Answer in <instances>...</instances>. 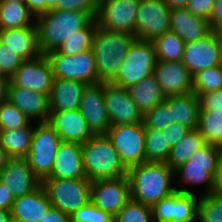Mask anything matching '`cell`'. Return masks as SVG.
<instances>
[{
  "mask_svg": "<svg viewBox=\"0 0 222 222\" xmlns=\"http://www.w3.org/2000/svg\"><path fill=\"white\" fill-rule=\"evenodd\" d=\"M209 26L214 31L222 30V0H215Z\"/></svg>",
  "mask_w": 222,
  "mask_h": 222,
  "instance_id": "f907efd6",
  "label": "cell"
},
{
  "mask_svg": "<svg viewBox=\"0 0 222 222\" xmlns=\"http://www.w3.org/2000/svg\"><path fill=\"white\" fill-rule=\"evenodd\" d=\"M4 2H11V3H26V0H0Z\"/></svg>",
  "mask_w": 222,
  "mask_h": 222,
  "instance_id": "91938a15",
  "label": "cell"
},
{
  "mask_svg": "<svg viewBox=\"0 0 222 222\" xmlns=\"http://www.w3.org/2000/svg\"><path fill=\"white\" fill-rule=\"evenodd\" d=\"M79 110L93 135L107 133L110 121L104 103V82L86 86Z\"/></svg>",
  "mask_w": 222,
  "mask_h": 222,
  "instance_id": "ac0fdd59",
  "label": "cell"
},
{
  "mask_svg": "<svg viewBox=\"0 0 222 222\" xmlns=\"http://www.w3.org/2000/svg\"><path fill=\"white\" fill-rule=\"evenodd\" d=\"M39 222H72L70 215L51 206Z\"/></svg>",
  "mask_w": 222,
  "mask_h": 222,
  "instance_id": "681fc988",
  "label": "cell"
},
{
  "mask_svg": "<svg viewBox=\"0 0 222 222\" xmlns=\"http://www.w3.org/2000/svg\"><path fill=\"white\" fill-rule=\"evenodd\" d=\"M36 18L26 3L0 1V30L36 26Z\"/></svg>",
  "mask_w": 222,
  "mask_h": 222,
  "instance_id": "1f68e13d",
  "label": "cell"
},
{
  "mask_svg": "<svg viewBox=\"0 0 222 222\" xmlns=\"http://www.w3.org/2000/svg\"><path fill=\"white\" fill-rule=\"evenodd\" d=\"M206 144L204 137L197 129L191 130L176 145L171 147L166 164L172 170H175L177 167L187 162L195 152L203 148Z\"/></svg>",
  "mask_w": 222,
  "mask_h": 222,
  "instance_id": "4dcf8cb0",
  "label": "cell"
},
{
  "mask_svg": "<svg viewBox=\"0 0 222 222\" xmlns=\"http://www.w3.org/2000/svg\"><path fill=\"white\" fill-rule=\"evenodd\" d=\"M217 193H222V151L218 161V167L214 176V190Z\"/></svg>",
  "mask_w": 222,
  "mask_h": 222,
  "instance_id": "f5cc1de1",
  "label": "cell"
},
{
  "mask_svg": "<svg viewBox=\"0 0 222 222\" xmlns=\"http://www.w3.org/2000/svg\"><path fill=\"white\" fill-rule=\"evenodd\" d=\"M51 206L47 192L41 185L29 194L14 198L11 217L14 222H39Z\"/></svg>",
  "mask_w": 222,
  "mask_h": 222,
  "instance_id": "d4e9b609",
  "label": "cell"
},
{
  "mask_svg": "<svg viewBox=\"0 0 222 222\" xmlns=\"http://www.w3.org/2000/svg\"><path fill=\"white\" fill-rule=\"evenodd\" d=\"M221 151V147L207 143L195 152L187 162L174 170V178H180L178 183L182 184L175 189L181 193L195 194L190 187L203 184L204 190L203 193L199 192L200 196L213 192L214 176Z\"/></svg>",
  "mask_w": 222,
  "mask_h": 222,
  "instance_id": "277c9868",
  "label": "cell"
},
{
  "mask_svg": "<svg viewBox=\"0 0 222 222\" xmlns=\"http://www.w3.org/2000/svg\"><path fill=\"white\" fill-rule=\"evenodd\" d=\"M72 222H114L113 216L96 207L91 201L71 215Z\"/></svg>",
  "mask_w": 222,
  "mask_h": 222,
  "instance_id": "b9f144b4",
  "label": "cell"
},
{
  "mask_svg": "<svg viewBox=\"0 0 222 222\" xmlns=\"http://www.w3.org/2000/svg\"><path fill=\"white\" fill-rule=\"evenodd\" d=\"M134 39L135 36L131 33L108 30L97 23L91 50L98 73V83H109L116 76Z\"/></svg>",
  "mask_w": 222,
  "mask_h": 222,
  "instance_id": "3957f363",
  "label": "cell"
},
{
  "mask_svg": "<svg viewBox=\"0 0 222 222\" xmlns=\"http://www.w3.org/2000/svg\"><path fill=\"white\" fill-rule=\"evenodd\" d=\"M156 49L153 41L135 38L116 76L109 82L117 87L128 88L153 75L156 65Z\"/></svg>",
  "mask_w": 222,
  "mask_h": 222,
  "instance_id": "8992f818",
  "label": "cell"
},
{
  "mask_svg": "<svg viewBox=\"0 0 222 222\" xmlns=\"http://www.w3.org/2000/svg\"><path fill=\"white\" fill-rule=\"evenodd\" d=\"M157 61H181L185 42L173 31H167L153 41Z\"/></svg>",
  "mask_w": 222,
  "mask_h": 222,
  "instance_id": "836d02e7",
  "label": "cell"
},
{
  "mask_svg": "<svg viewBox=\"0 0 222 222\" xmlns=\"http://www.w3.org/2000/svg\"><path fill=\"white\" fill-rule=\"evenodd\" d=\"M93 18L86 12L51 10L36 17L38 44L42 54L56 50L68 38L77 34Z\"/></svg>",
  "mask_w": 222,
  "mask_h": 222,
  "instance_id": "7a4b0ae2",
  "label": "cell"
},
{
  "mask_svg": "<svg viewBox=\"0 0 222 222\" xmlns=\"http://www.w3.org/2000/svg\"><path fill=\"white\" fill-rule=\"evenodd\" d=\"M0 42L23 60L34 59L42 54L36 26L0 30Z\"/></svg>",
  "mask_w": 222,
  "mask_h": 222,
  "instance_id": "cb8c5ba5",
  "label": "cell"
},
{
  "mask_svg": "<svg viewBox=\"0 0 222 222\" xmlns=\"http://www.w3.org/2000/svg\"><path fill=\"white\" fill-rule=\"evenodd\" d=\"M23 61L24 60L14 53V51L0 42V68L5 76L10 78L21 66Z\"/></svg>",
  "mask_w": 222,
  "mask_h": 222,
  "instance_id": "ee69618b",
  "label": "cell"
},
{
  "mask_svg": "<svg viewBox=\"0 0 222 222\" xmlns=\"http://www.w3.org/2000/svg\"><path fill=\"white\" fill-rule=\"evenodd\" d=\"M200 110H222V89L201 94Z\"/></svg>",
  "mask_w": 222,
  "mask_h": 222,
  "instance_id": "bcb514c9",
  "label": "cell"
},
{
  "mask_svg": "<svg viewBox=\"0 0 222 222\" xmlns=\"http://www.w3.org/2000/svg\"><path fill=\"white\" fill-rule=\"evenodd\" d=\"M97 30V20L93 18L84 28L77 31V34L63 42L56 51L64 55L73 56L77 53L92 48L93 38Z\"/></svg>",
  "mask_w": 222,
  "mask_h": 222,
  "instance_id": "e575fe53",
  "label": "cell"
},
{
  "mask_svg": "<svg viewBox=\"0 0 222 222\" xmlns=\"http://www.w3.org/2000/svg\"><path fill=\"white\" fill-rule=\"evenodd\" d=\"M52 67L45 54L37 58L24 60L10 77L13 86L31 89L49 97L53 83Z\"/></svg>",
  "mask_w": 222,
  "mask_h": 222,
  "instance_id": "9a60e30c",
  "label": "cell"
},
{
  "mask_svg": "<svg viewBox=\"0 0 222 222\" xmlns=\"http://www.w3.org/2000/svg\"><path fill=\"white\" fill-rule=\"evenodd\" d=\"M7 100L15 105L30 121L48 122L50 110L47 95L9 83Z\"/></svg>",
  "mask_w": 222,
  "mask_h": 222,
  "instance_id": "44dd1931",
  "label": "cell"
},
{
  "mask_svg": "<svg viewBox=\"0 0 222 222\" xmlns=\"http://www.w3.org/2000/svg\"><path fill=\"white\" fill-rule=\"evenodd\" d=\"M10 159L7 152L0 145V171L7 165Z\"/></svg>",
  "mask_w": 222,
  "mask_h": 222,
  "instance_id": "9f6ffc18",
  "label": "cell"
},
{
  "mask_svg": "<svg viewBox=\"0 0 222 222\" xmlns=\"http://www.w3.org/2000/svg\"><path fill=\"white\" fill-rule=\"evenodd\" d=\"M35 123L31 121L24 127L0 131V145L11 159H25L28 156Z\"/></svg>",
  "mask_w": 222,
  "mask_h": 222,
  "instance_id": "f546056e",
  "label": "cell"
},
{
  "mask_svg": "<svg viewBox=\"0 0 222 222\" xmlns=\"http://www.w3.org/2000/svg\"><path fill=\"white\" fill-rule=\"evenodd\" d=\"M0 222H14L11 217V212L8 210L0 209Z\"/></svg>",
  "mask_w": 222,
  "mask_h": 222,
  "instance_id": "6f0895ef",
  "label": "cell"
},
{
  "mask_svg": "<svg viewBox=\"0 0 222 222\" xmlns=\"http://www.w3.org/2000/svg\"><path fill=\"white\" fill-rule=\"evenodd\" d=\"M48 123L54 128L61 142L84 144L93 135L79 108L50 112Z\"/></svg>",
  "mask_w": 222,
  "mask_h": 222,
  "instance_id": "7402d4cb",
  "label": "cell"
},
{
  "mask_svg": "<svg viewBox=\"0 0 222 222\" xmlns=\"http://www.w3.org/2000/svg\"><path fill=\"white\" fill-rule=\"evenodd\" d=\"M0 182L14 198L29 194L42 185L26 159H10L0 171Z\"/></svg>",
  "mask_w": 222,
  "mask_h": 222,
  "instance_id": "d6986e66",
  "label": "cell"
},
{
  "mask_svg": "<svg viewBox=\"0 0 222 222\" xmlns=\"http://www.w3.org/2000/svg\"><path fill=\"white\" fill-rule=\"evenodd\" d=\"M78 178H86L81 144L61 142L57 148L51 174L45 179Z\"/></svg>",
  "mask_w": 222,
  "mask_h": 222,
  "instance_id": "603a6c76",
  "label": "cell"
},
{
  "mask_svg": "<svg viewBox=\"0 0 222 222\" xmlns=\"http://www.w3.org/2000/svg\"><path fill=\"white\" fill-rule=\"evenodd\" d=\"M42 185L51 205L68 215L90 201L91 182L87 178L44 179Z\"/></svg>",
  "mask_w": 222,
  "mask_h": 222,
  "instance_id": "ba28073f",
  "label": "cell"
},
{
  "mask_svg": "<svg viewBox=\"0 0 222 222\" xmlns=\"http://www.w3.org/2000/svg\"><path fill=\"white\" fill-rule=\"evenodd\" d=\"M60 143V137L48 122L35 123L30 150L25 159L41 181L51 174Z\"/></svg>",
  "mask_w": 222,
  "mask_h": 222,
  "instance_id": "52a82bcc",
  "label": "cell"
},
{
  "mask_svg": "<svg viewBox=\"0 0 222 222\" xmlns=\"http://www.w3.org/2000/svg\"><path fill=\"white\" fill-rule=\"evenodd\" d=\"M10 78H0V104L7 100Z\"/></svg>",
  "mask_w": 222,
  "mask_h": 222,
  "instance_id": "db71d44e",
  "label": "cell"
},
{
  "mask_svg": "<svg viewBox=\"0 0 222 222\" xmlns=\"http://www.w3.org/2000/svg\"><path fill=\"white\" fill-rule=\"evenodd\" d=\"M140 0H99L96 17L99 26L135 36L136 16Z\"/></svg>",
  "mask_w": 222,
  "mask_h": 222,
  "instance_id": "7c38bea8",
  "label": "cell"
},
{
  "mask_svg": "<svg viewBox=\"0 0 222 222\" xmlns=\"http://www.w3.org/2000/svg\"><path fill=\"white\" fill-rule=\"evenodd\" d=\"M170 30L185 43L194 42L211 31L209 21L198 17L186 8L170 10Z\"/></svg>",
  "mask_w": 222,
  "mask_h": 222,
  "instance_id": "4316f807",
  "label": "cell"
},
{
  "mask_svg": "<svg viewBox=\"0 0 222 222\" xmlns=\"http://www.w3.org/2000/svg\"><path fill=\"white\" fill-rule=\"evenodd\" d=\"M0 78H8L7 76L4 75V73L1 70V68H0Z\"/></svg>",
  "mask_w": 222,
  "mask_h": 222,
  "instance_id": "94428289",
  "label": "cell"
},
{
  "mask_svg": "<svg viewBox=\"0 0 222 222\" xmlns=\"http://www.w3.org/2000/svg\"><path fill=\"white\" fill-rule=\"evenodd\" d=\"M106 135L127 169L145 162L144 123L112 125Z\"/></svg>",
  "mask_w": 222,
  "mask_h": 222,
  "instance_id": "30bf717a",
  "label": "cell"
},
{
  "mask_svg": "<svg viewBox=\"0 0 222 222\" xmlns=\"http://www.w3.org/2000/svg\"><path fill=\"white\" fill-rule=\"evenodd\" d=\"M153 75L165 97L192 92L193 76L182 61H157Z\"/></svg>",
  "mask_w": 222,
  "mask_h": 222,
  "instance_id": "ffe728a7",
  "label": "cell"
},
{
  "mask_svg": "<svg viewBox=\"0 0 222 222\" xmlns=\"http://www.w3.org/2000/svg\"><path fill=\"white\" fill-rule=\"evenodd\" d=\"M130 199L128 176L91 182L90 201L99 209L115 216Z\"/></svg>",
  "mask_w": 222,
  "mask_h": 222,
  "instance_id": "4fadbf2b",
  "label": "cell"
},
{
  "mask_svg": "<svg viewBox=\"0 0 222 222\" xmlns=\"http://www.w3.org/2000/svg\"><path fill=\"white\" fill-rule=\"evenodd\" d=\"M126 89L143 115L166 98L154 75L144 78Z\"/></svg>",
  "mask_w": 222,
  "mask_h": 222,
  "instance_id": "f1b7e54d",
  "label": "cell"
},
{
  "mask_svg": "<svg viewBox=\"0 0 222 222\" xmlns=\"http://www.w3.org/2000/svg\"><path fill=\"white\" fill-rule=\"evenodd\" d=\"M163 2L171 10L174 8H186L189 0H163Z\"/></svg>",
  "mask_w": 222,
  "mask_h": 222,
  "instance_id": "11a10c76",
  "label": "cell"
},
{
  "mask_svg": "<svg viewBox=\"0 0 222 222\" xmlns=\"http://www.w3.org/2000/svg\"><path fill=\"white\" fill-rule=\"evenodd\" d=\"M26 6L36 18L47 11L56 10L57 0H26Z\"/></svg>",
  "mask_w": 222,
  "mask_h": 222,
  "instance_id": "c3c4849f",
  "label": "cell"
},
{
  "mask_svg": "<svg viewBox=\"0 0 222 222\" xmlns=\"http://www.w3.org/2000/svg\"><path fill=\"white\" fill-rule=\"evenodd\" d=\"M104 103L110 126L143 123V114L127 89L104 82Z\"/></svg>",
  "mask_w": 222,
  "mask_h": 222,
  "instance_id": "2e32d148",
  "label": "cell"
},
{
  "mask_svg": "<svg viewBox=\"0 0 222 222\" xmlns=\"http://www.w3.org/2000/svg\"><path fill=\"white\" fill-rule=\"evenodd\" d=\"M197 130L206 143L222 148V110H199Z\"/></svg>",
  "mask_w": 222,
  "mask_h": 222,
  "instance_id": "d6a6232c",
  "label": "cell"
},
{
  "mask_svg": "<svg viewBox=\"0 0 222 222\" xmlns=\"http://www.w3.org/2000/svg\"><path fill=\"white\" fill-rule=\"evenodd\" d=\"M57 9L86 12L92 18H96L99 0H57Z\"/></svg>",
  "mask_w": 222,
  "mask_h": 222,
  "instance_id": "7bdbcfd3",
  "label": "cell"
},
{
  "mask_svg": "<svg viewBox=\"0 0 222 222\" xmlns=\"http://www.w3.org/2000/svg\"><path fill=\"white\" fill-rule=\"evenodd\" d=\"M170 31V9L163 0H140L135 38L154 41Z\"/></svg>",
  "mask_w": 222,
  "mask_h": 222,
  "instance_id": "8fae6325",
  "label": "cell"
},
{
  "mask_svg": "<svg viewBox=\"0 0 222 222\" xmlns=\"http://www.w3.org/2000/svg\"><path fill=\"white\" fill-rule=\"evenodd\" d=\"M200 195L175 191L152 206L153 222H195Z\"/></svg>",
  "mask_w": 222,
  "mask_h": 222,
  "instance_id": "5bb4252c",
  "label": "cell"
},
{
  "mask_svg": "<svg viewBox=\"0 0 222 222\" xmlns=\"http://www.w3.org/2000/svg\"><path fill=\"white\" fill-rule=\"evenodd\" d=\"M145 129L164 130L170 123L169 96L143 115Z\"/></svg>",
  "mask_w": 222,
  "mask_h": 222,
  "instance_id": "60d3db41",
  "label": "cell"
},
{
  "mask_svg": "<svg viewBox=\"0 0 222 222\" xmlns=\"http://www.w3.org/2000/svg\"><path fill=\"white\" fill-rule=\"evenodd\" d=\"M14 197L0 182V209L11 211Z\"/></svg>",
  "mask_w": 222,
  "mask_h": 222,
  "instance_id": "816d5d0a",
  "label": "cell"
},
{
  "mask_svg": "<svg viewBox=\"0 0 222 222\" xmlns=\"http://www.w3.org/2000/svg\"><path fill=\"white\" fill-rule=\"evenodd\" d=\"M190 131L189 128L173 122L169 123L168 126L162 130V133H165L167 144L173 147Z\"/></svg>",
  "mask_w": 222,
  "mask_h": 222,
  "instance_id": "7dc6e473",
  "label": "cell"
},
{
  "mask_svg": "<svg viewBox=\"0 0 222 222\" xmlns=\"http://www.w3.org/2000/svg\"><path fill=\"white\" fill-rule=\"evenodd\" d=\"M31 121L8 100L0 104V131L27 126Z\"/></svg>",
  "mask_w": 222,
  "mask_h": 222,
  "instance_id": "ab89813d",
  "label": "cell"
},
{
  "mask_svg": "<svg viewBox=\"0 0 222 222\" xmlns=\"http://www.w3.org/2000/svg\"><path fill=\"white\" fill-rule=\"evenodd\" d=\"M81 147L84 173L90 182L127 176L128 169L106 134L92 135Z\"/></svg>",
  "mask_w": 222,
  "mask_h": 222,
  "instance_id": "5b68a950",
  "label": "cell"
},
{
  "mask_svg": "<svg viewBox=\"0 0 222 222\" xmlns=\"http://www.w3.org/2000/svg\"><path fill=\"white\" fill-rule=\"evenodd\" d=\"M86 86L81 81L54 78L48 97L50 112L78 109Z\"/></svg>",
  "mask_w": 222,
  "mask_h": 222,
  "instance_id": "484cf974",
  "label": "cell"
},
{
  "mask_svg": "<svg viewBox=\"0 0 222 222\" xmlns=\"http://www.w3.org/2000/svg\"><path fill=\"white\" fill-rule=\"evenodd\" d=\"M181 61L192 76L204 69L221 65L216 31L211 30L199 40L185 43Z\"/></svg>",
  "mask_w": 222,
  "mask_h": 222,
  "instance_id": "e0dca14e",
  "label": "cell"
},
{
  "mask_svg": "<svg viewBox=\"0 0 222 222\" xmlns=\"http://www.w3.org/2000/svg\"><path fill=\"white\" fill-rule=\"evenodd\" d=\"M196 222H222V193L213 191L200 196Z\"/></svg>",
  "mask_w": 222,
  "mask_h": 222,
  "instance_id": "8d00e7d4",
  "label": "cell"
},
{
  "mask_svg": "<svg viewBox=\"0 0 222 222\" xmlns=\"http://www.w3.org/2000/svg\"><path fill=\"white\" fill-rule=\"evenodd\" d=\"M170 151L162 130L145 129V162L166 163Z\"/></svg>",
  "mask_w": 222,
  "mask_h": 222,
  "instance_id": "d590c367",
  "label": "cell"
},
{
  "mask_svg": "<svg viewBox=\"0 0 222 222\" xmlns=\"http://www.w3.org/2000/svg\"><path fill=\"white\" fill-rule=\"evenodd\" d=\"M113 220L114 222H153L152 207L130 198Z\"/></svg>",
  "mask_w": 222,
  "mask_h": 222,
  "instance_id": "f35d334b",
  "label": "cell"
},
{
  "mask_svg": "<svg viewBox=\"0 0 222 222\" xmlns=\"http://www.w3.org/2000/svg\"><path fill=\"white\" fill-rule=\"evenodd\" d=\"M222 89V66L204 69L193 76L194 92L198 97L201 94Z\"/></svg>",
  "mask_w": 222,
  "mask_h": 222,
  "instance_id": "74e56055",
  "label": "cell"
},
{
  "mask_svg": "<svg viewBox=\"0 0 222 222\" xmlns=\"http://www.w3.org/2000/svg\"><path fill=\"white\" fill-rule=\"evenodd\" d=\"M127 176L130 198L151 207L176 191L174 170L166 163L143 162L128 168Z\"/></svg>",
  "mask_w": 222,
  "mask_h": 222,
  "instance_id": "6da1fadb",
  "label": "cell"
},
{
  "mask_svg": "<svg viewBox=\"0 0 222 222\" xmlns=\"http://www.w3.org/2000/svg\"><path fill=\"white\" fill-rule=\"evenodd\" d=\"M45 56L50 62L54 78L81 81L87 85L98 83V73L91 49L73 56L51 50Z\"/></svg>",
  "mask_w": 222,
  "mask_h": 222,
  "instance_id": "9c48e42d",
  "label": "cell"
},
{
  "mask_svg": "<svg viewBox=\"0 0 222 222\" xmlns=\"http://www.w3.org/2000/svg\"><path fill=\"white\" fill-rule=\"evenodd\" d=\"M217 43H218V51H219V59L222 66V30L216 31Z\"/></svg>",
  "mask_w": 222,
  "mask_h": 222,
  "instance_id": "680465c9",
  "label": "cell"
},
{
  "mask_svg": "<svg viewBox=\"0 0 222 222\" xmlns=\"http://www.w3.org/2000/svg\"><path fill=\"white\" fill-rule=\"evenodd\" d=\"M199 110V97L194 92L169 96L170 123L174 122L190 130H196Z\"/></svg>",
  "mask_w": 222,
  "mask_h": 222,
  "instance_id": "83f0119b",
  "label": "cell"
},
{
  "mask_svg": "<svg viewBox=\"0 0 222 222\" xmlns=\"http://www.w3.org/2000/svg\"><path fill=\"white\" fill-rule=\"evenodd\" d=\"M215 0H189L186 9L194 15L209 21Z\"/></svg>",
  "mask_w": 222,
  "mask_h": 222,
  "instance_id": "f6af8a7d",
  "label": "cell"
}]
</instances>
